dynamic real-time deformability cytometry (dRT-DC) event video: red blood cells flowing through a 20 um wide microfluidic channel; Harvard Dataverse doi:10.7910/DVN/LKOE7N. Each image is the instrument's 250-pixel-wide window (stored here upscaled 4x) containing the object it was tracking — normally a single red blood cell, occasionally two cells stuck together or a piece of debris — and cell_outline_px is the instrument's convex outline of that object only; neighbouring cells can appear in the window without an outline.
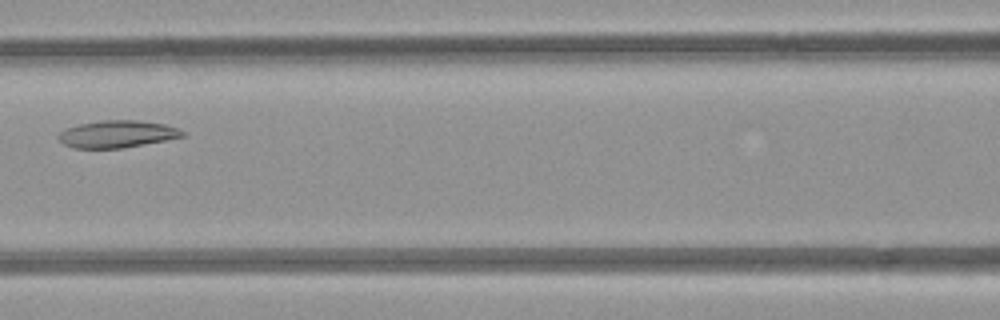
{"species": "common noctule bat (a hibernating species)", "species_latin": "Nyctalus noctula", "temperature_condition": "room temperature", "stored_images_in_passage": 6, "camera_frame_rate_fps": 3000, "um_per_image_px": 0.085, "animal": {"sex": "female", "body_mass_g": 21.9}, "frame": {"image": 1, "passage_image": 5, "time_ms": 4.667, "image_size_px": [1000, 320], "cell_outline_px": [[184, 136], [164, 140], [120, 148], [72, 148], [64, 144], [56, 136], [64, 128], [80, 124], [100, 120], [136, 120], [164, 124], [176, 128], [184, 132]], "centroid_in_image_um": [9.89, 11.39], "position_along_channel_um": 156.7, "area_um2": 19.42}}
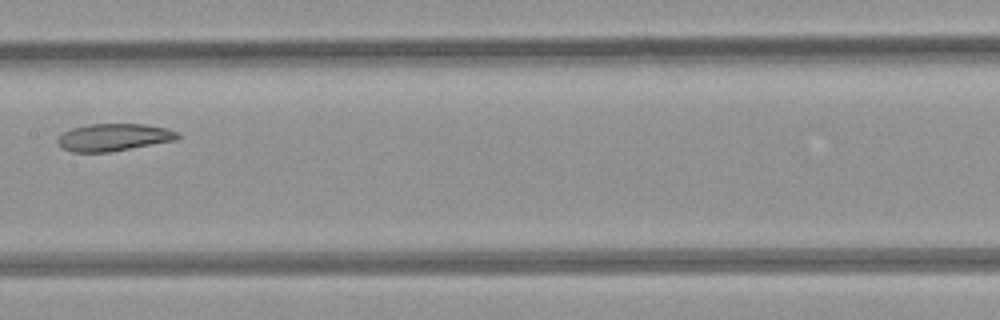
{"frame": {"image": 2, "passage_image": 6, "time_ms": 5.667, "image_size_px": [1000, 320], "cell_outline_px": [[180, 136], [176, 140], [112, 152], [72, 152], [56, 144], [56, 140], [64, 132], [72, 128], [88, 124], [144, 124], [168, 128], [176, 132]], "centroid_in_image_um": [9.66, 11.67], "position_along_channel_um": 197.7, "area_um2": 19.19}}